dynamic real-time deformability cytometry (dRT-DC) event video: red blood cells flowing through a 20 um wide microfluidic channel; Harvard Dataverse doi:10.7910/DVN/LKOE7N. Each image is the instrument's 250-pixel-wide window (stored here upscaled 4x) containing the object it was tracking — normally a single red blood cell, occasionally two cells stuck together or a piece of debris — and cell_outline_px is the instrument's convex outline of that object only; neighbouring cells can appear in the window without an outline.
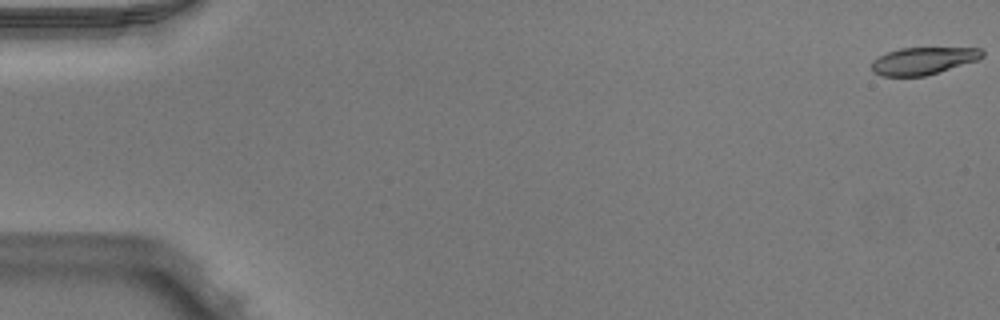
{"species": "Egyptian fruit bat (a non-hibernating species)", "species_latin": "Rousettus aegyptiacus", "temperature_condition": "warm", "stored_images_in_passage": 44, "camera_frame_rate_fps": 3000, "um_per_image_px": 0.085, "animal": {"sex": "male"}, "frame": {"image": 1, "passage_image": 1, "time_ms": 0.0, "image_size_px": [1000, 320], "cell_outline_px": [[984, 56], [976, 60], [924, 76], [880, 76], [872, 72], [872, 60], [888, 52], [900, 48], [980, 48], [984, 52]], "centroid_in_image_um": [78.43, 5.17], "position_along_channel_um": 6.6, "area_um2": 17.34}}
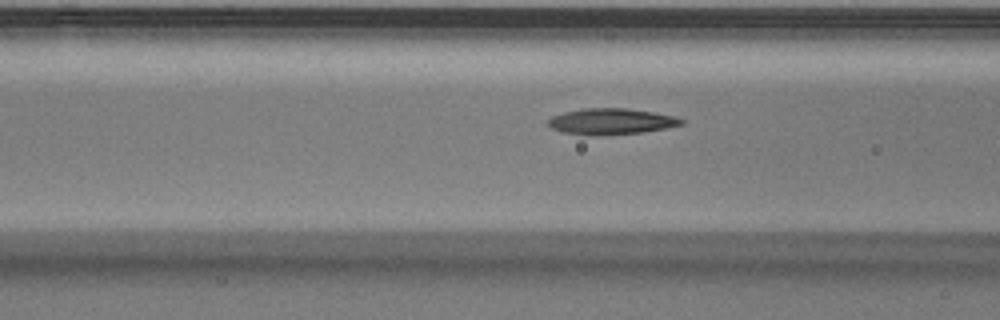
{"frame": {"image": 2, "passage_image": 21, "time_ms": 6.667, "image_size_px": [1000, 320], "cell_outline_px": [[684, 124], [664, 128], [640, 132], [564, 132], [552, 128], [548, 124], [548, 120], [552, 116], [564, 112], [584, 108], [624, 108], [652, 112], [672, 116], [684, 120]], "centroid_in_image_um": [51.97, 10.26], "position_along_channel_um": 114.6, "area_um2": 18.79}}
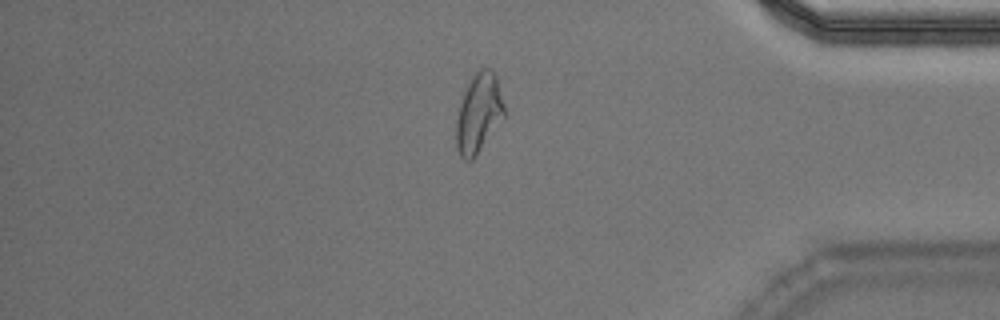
{"frame": {"image": 3, "passage_image": 44, "time_ms": 14.333, "image_size_px": [1000, 320], "cell_outline_px": [[504, 116], [472, 160], [464, 160], [460, 156], [456, 148], [456, 120], [460, 104], [464, 92], [472, 76], [480, 68], [492, 68], [496, 72], [504, 104]], "centroid_in_image_um": [40.68, 9.58], "position_along_channel_um": 394.5, "area_um2": 22.02}, "authors_computed_cell_mechanics": {"area_um2": 19.5942, "velocity_mm_per_s": 3.9749, "shape_relaxation_time_tau1_ms": null, "shape_relaxation_time_tau2_ms": 3.3185, "deformation_change_tau1": null, "deformation_change_tau2": 0.0963}}